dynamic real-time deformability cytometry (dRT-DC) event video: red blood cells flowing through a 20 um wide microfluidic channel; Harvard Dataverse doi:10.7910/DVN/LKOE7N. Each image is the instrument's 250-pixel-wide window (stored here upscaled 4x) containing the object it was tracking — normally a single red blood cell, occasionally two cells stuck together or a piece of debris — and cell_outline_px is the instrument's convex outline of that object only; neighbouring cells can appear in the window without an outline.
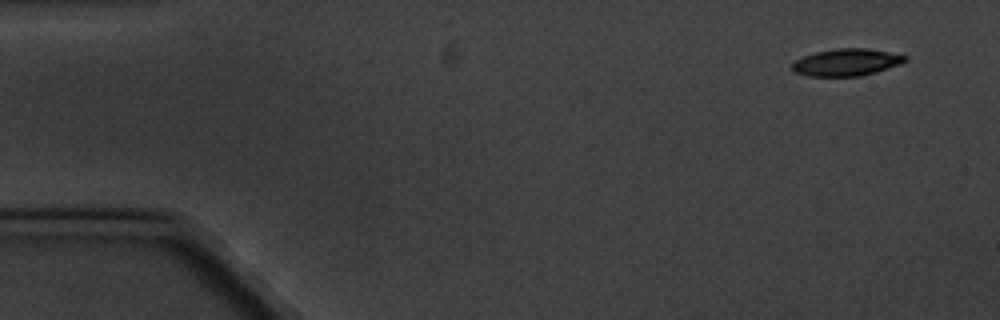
{"species": "common noctule bat (a hibernating species)", "species_latin": "Nyctalus noctula", "temperature_condition": "cold", "stored_images_in_passage": 4, "camera_frame_rate_fps": 3000, "um_per_image_px": 0.085, "animal": {"sex": "male", "body_mass_g": 20.1, "forearm_length_mm": 53.5}, "frame": {"image": 1, "passage_image": 1, "time_ms": 0.0, "image_size_px": [1000, 320], "cell_outline_px": [[908, 60], [900, 64], [876, 72], [860, 76], [808, 76], [796, 72], [792, 68], [792, 64], [796, 60], [804, 56], [816, 52], [836, 48], [864, 48], [888, 52], [904, 56]], "centroid_in_image_um": [71.94, 5.3], "position_along_channel_um": 13.1, "area_um2": 17.57}}